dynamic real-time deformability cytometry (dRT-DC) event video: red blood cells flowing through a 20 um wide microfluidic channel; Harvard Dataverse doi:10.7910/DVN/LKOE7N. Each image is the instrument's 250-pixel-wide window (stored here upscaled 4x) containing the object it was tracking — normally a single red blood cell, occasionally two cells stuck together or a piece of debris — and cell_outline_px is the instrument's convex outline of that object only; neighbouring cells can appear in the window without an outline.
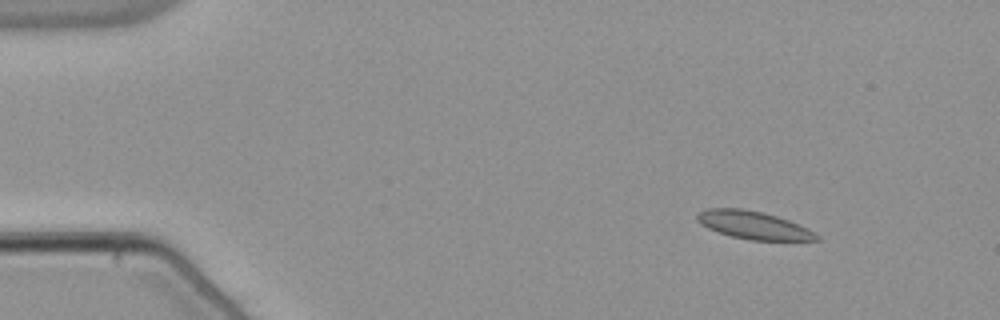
{"species": "common noctule bat (a hibernating species)", "species_latin": "Nyctalus noctula", "temperature_condition": "warm", "stored_images_in_passage": 50, "camera_frame_rate_fps": 3000, "um_per_image_px": 0.085, "animal": {"sex": "male", "body_mass_g": 21.5, "forearm_length_mm": 52.0}, "frame": {"image": 1, "passage_image": 2, "time_ms": 0.333, "image_size_px": [1000, 320], "cell_outline_px": [[820, 240], [748, 240], [732, 236], [708, 228], [700, 224], [696, 220], [696, 216], [700, 212], [708, 208], [744, 208], [764, 212], [788, 220], [808, 228], [816, 232], [820, 236]], "centroid_in_image_um": [64.06, 19.13], "position_along_channel_um": 20.9, "area_um2": 19.42}}
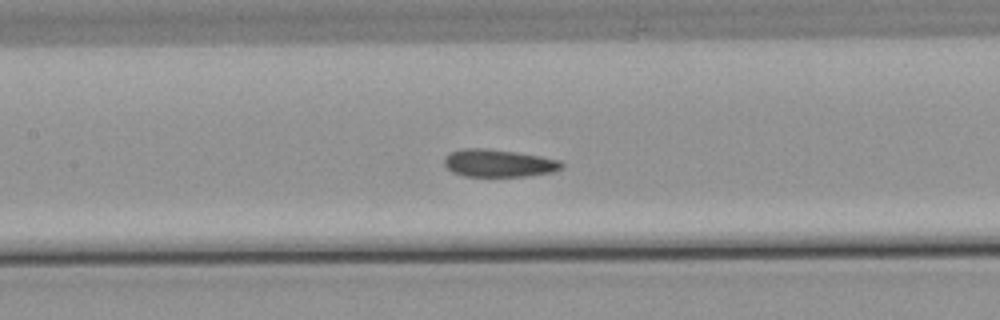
{"frame": {"image": 2, "passage_image": 21, "time_ms": 6.667, "image_size_px": [1000, 320], "cell_outline_px": [[564, 168], [552, 172], [528, 176], [464, 176], [452, 172], [444, 164], [444, 156], [448, 152], [460, 148], [484, 148], [516, 152], [540, 156], [560, 160], [564, 164]], "centroid_in_image_um": [42.37, 13.86], "position_along_channel_um": 165.0, "area_um2": 19.07}}
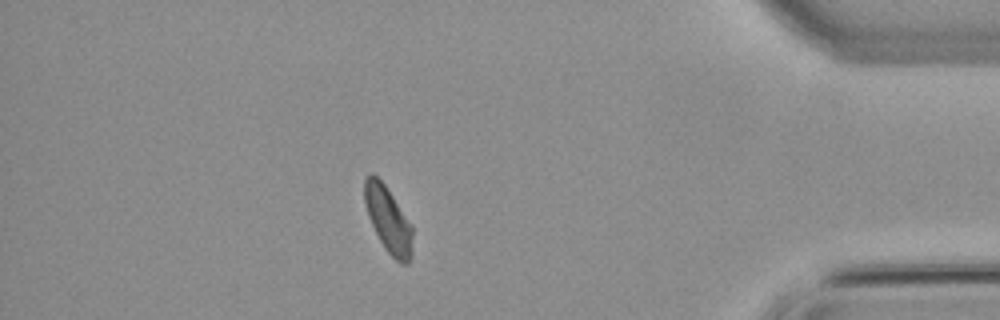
{"frame": {"image": 3, "passage_image": 43, "time_ms": 14.0, "image_size_px": [1000, 320], "cell_outline_px": [[412, 256], [408, 264], [400, 264], [384, 248], [368, 216], [364, 204], [364, 176], [372, 172], [384, 184], [412, 224]], "centroid_in_image_um": [32.99, 18.67], "position_along_channel_um": 402.2, "area_um2": 18.5}, "authors_computed_cell_mechanics": {"area_um2": 19.1896, "velocity_mm_per_s": 3.8003, "shape_relaxation_time_tau1_ms": null, "shape_relaxation_time_tau2_ms": 3.7296, "deformation_change_tau1": null, "deformation_change_tau2": 0.0989}}